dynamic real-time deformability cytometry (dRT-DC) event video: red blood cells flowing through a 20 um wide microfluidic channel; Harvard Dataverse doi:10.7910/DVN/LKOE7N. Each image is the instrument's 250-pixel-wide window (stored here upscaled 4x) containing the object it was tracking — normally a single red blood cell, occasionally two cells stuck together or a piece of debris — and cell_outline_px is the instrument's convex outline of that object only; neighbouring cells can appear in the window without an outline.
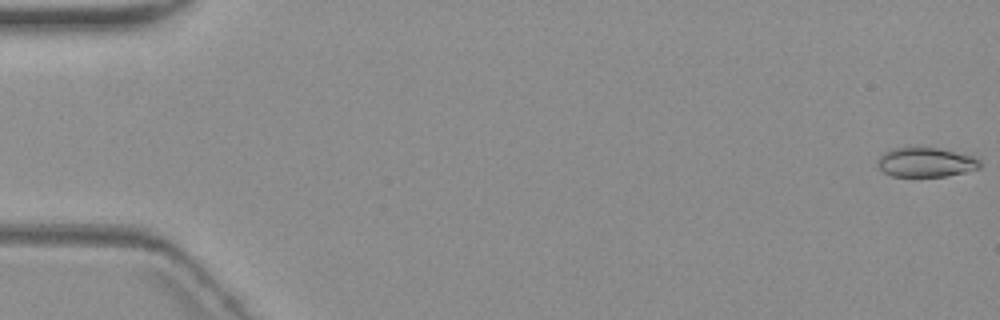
{"species": "common noctule bat (a hibernating species)", "species_latin": "Nyctalus noctula", "temperature_condition": "warm", "stored_images_in_passage": 6, "camera_frame_rate_fps": 3000, "um_per_image_px": 0.085, "animal": {"sex": "female", "body_mass_g": 19.3, "forearm_length_mm": 54.1}, "frame": {"image": 1, "passage_image": 1, "time_ms": 0.0, "image_size_px": [1000, 320], "cell_outline_px": [[980, 168], [964, 172], [944, 176], [892, 176], [884, 172], [876, 164], [876, 160], [884, 152], [892, 148], [936, 148], [976, 156], [980, 160]], "centroid_in_image_um": [78.69, 13.79], "position_along_channel_um": 6.3, "area_um2": 17.46}}
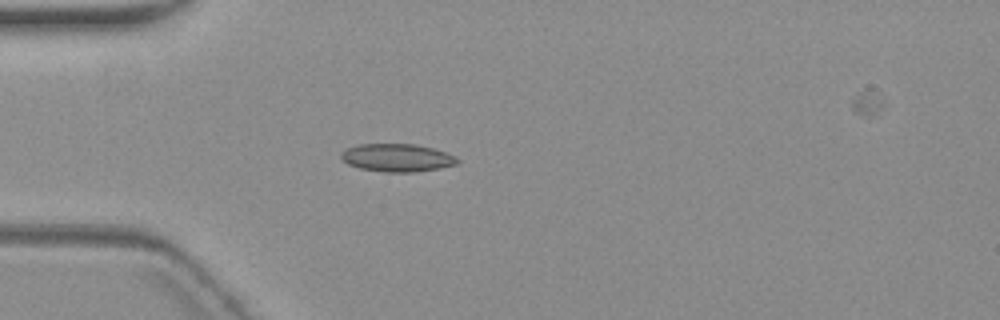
{"frame": {"image": 2, "passage_image": 5, "time_ms": 5.667, "image_size_px": [1000, 320], "cell_outline_px": [[460, 160], [456, 164], [440, 168], [412, 172], [384, 172], [360, 168], [348, 164], [340, 156], [340, 152], [344, 148], [356, 144], [416, 144], [432, 148], [456, 156]], "centroid_in_image_um": [33.72, 13.4], "position_along_channel_um": 51.3, "area_um2": 18.96}}